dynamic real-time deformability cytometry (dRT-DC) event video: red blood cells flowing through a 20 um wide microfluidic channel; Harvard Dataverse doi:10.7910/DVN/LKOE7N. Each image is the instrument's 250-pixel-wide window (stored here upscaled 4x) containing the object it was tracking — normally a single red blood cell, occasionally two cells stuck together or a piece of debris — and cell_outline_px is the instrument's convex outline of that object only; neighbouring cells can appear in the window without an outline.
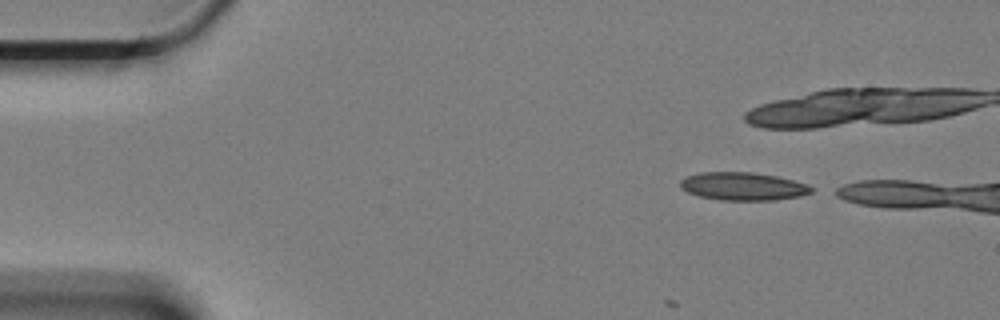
{"species": "Egyptian fruit bat (a non-hibernating species)", "species_latin": "Rousettus aegyptiacus", "temperature_condition": "cold", "stored_images_in_passage": 19, "camera_frame_rate_fps": 3000, "um_per_image_px": 0.085, "animal": {"sex": "female"}, "frame": {"image": 1, "passage_image": 1, "time_ms": 0.0, "image_size_px": [1000, 320], "cell_outline_px": [[812, 192], [800, 196], [776, 200], [720, 200], [700, 196], [688, 192], [680, 188], [680, 180], [688, 176], [700, 172], [752, 172], [776, 176], [808, 184], [812, 188]], "centroid_in_image_um": [63.15, 15.84], "position_along_channel_um": 21.9, "area_um2": 21.33}}
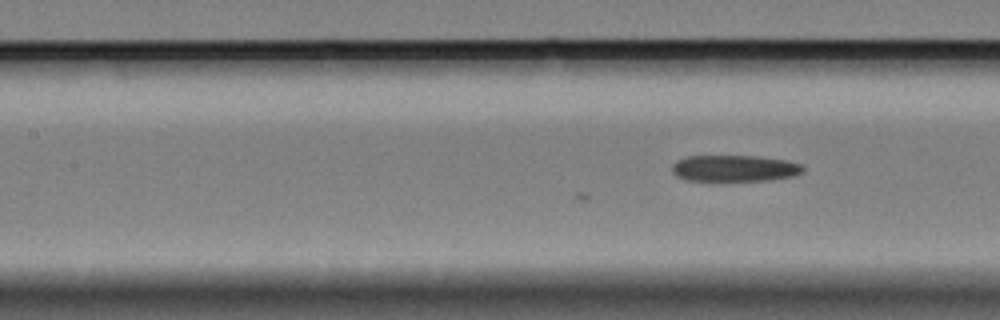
{"frame": {"image": 2, "passage_image": 19, "time_ms": 6.0, "image_size_px": [1000, 320], "cell_outline_px": [[804, 172], [792, 176], [772, 180], [720, 184], [712, 184], [684, 180], [676, 176], [672, 172], [672, 164], [676, 160], [688, 156], [756, 156], [784, 160], [800, 164], [804, 168]], "centroid_in_image_um": [62.34, 14.38], "position_along_channel_um": 145.1, "area_um2": 21.44}}